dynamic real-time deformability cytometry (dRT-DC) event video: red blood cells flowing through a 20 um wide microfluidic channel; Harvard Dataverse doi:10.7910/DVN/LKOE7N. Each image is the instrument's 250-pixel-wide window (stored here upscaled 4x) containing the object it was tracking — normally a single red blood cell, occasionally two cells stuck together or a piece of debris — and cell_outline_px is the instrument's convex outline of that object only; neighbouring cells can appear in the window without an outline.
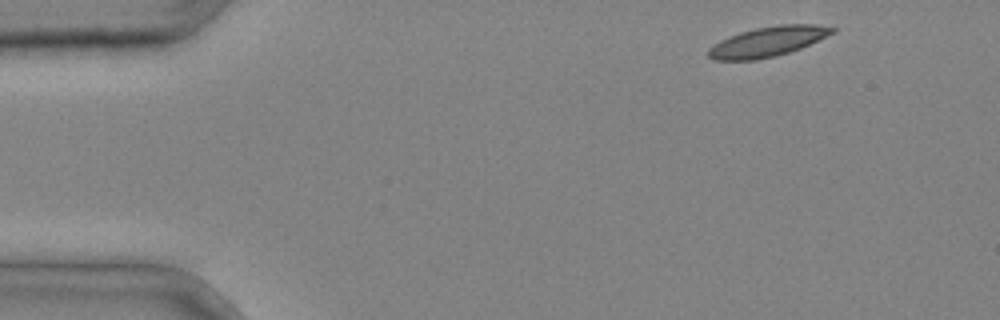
{"species": "common noctule bat (a hibernating species)", "species_latin": "Nyctalus noctula", "temperature_condition": "cold", "stored_images_in_passage": 3, "camera_frame_rate_fps": 3000, "um_per_image_px": 0.085, "animal": {"sex": "male", "body_mass_g": 20.4}, "frame": {"image": 1, "passage_image": 1, "time_ms": 0.0, "image_size_px": [1000, 320], "cell_outline_px": [[836, 32], [800, 48], [788, 52], [756, 60], [716, 60], [708, 56], [708, 48], [712, 44], [728, 36], [740, 32], [756, 28], [780, 24], [816, 24], [836, 28]], "centroid_in_image_um": [65.24, 3.52], "position_along_channel_um": 19.8, "area_um2": 21.5}}
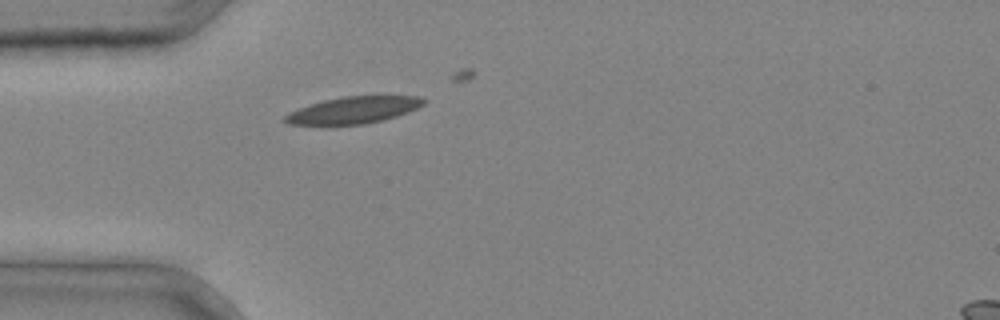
{"frame": {"image": 2, "passage_image": 3, "time_ms": 0.667, "image_size_px": [1000, 320], "cell_outline_px": [[424, 104], [408, 112], [384, 120], [364, 124], [288, 124], [284, 120], [284, 116], [288, 112], [324, 100], [344, 96], [420, 96], [424, 100]], "centroid_in_image_um": [30.06, 9.35], "position_along_channel_um": 54.9, "area_um2": 21.27}}